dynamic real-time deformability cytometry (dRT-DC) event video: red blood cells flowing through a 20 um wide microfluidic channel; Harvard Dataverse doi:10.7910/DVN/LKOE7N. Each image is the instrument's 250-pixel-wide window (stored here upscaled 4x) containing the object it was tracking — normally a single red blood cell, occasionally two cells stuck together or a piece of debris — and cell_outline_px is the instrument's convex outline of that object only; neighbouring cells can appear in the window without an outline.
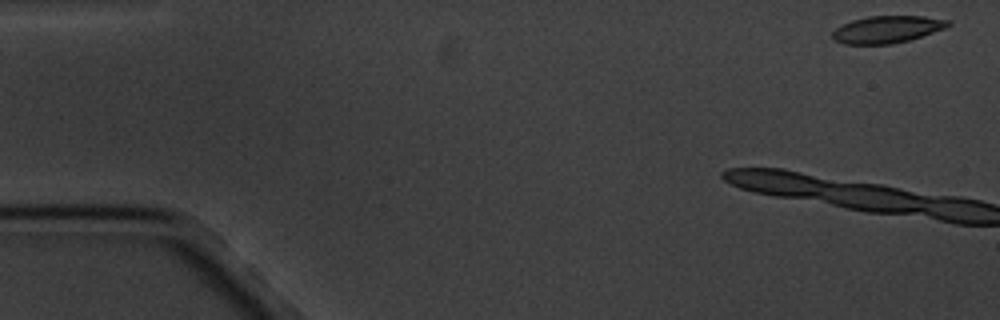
{"species": "common noctule bat (a hibernating species)", "species_latin": "Nyctalus noctula", "temperature_condition": "cold", "stored_images_in_passage": 4, "camera_frame_rate_fps": 3000, "um_per_image_px": 0.085, "animal": {"sex": "male", "body_mass_g": 20.1, "forearm_length_mm": 53.5}, "frame": {"image": 1, "passage_image": 1, "time_ms": 0.0, "image_size_px": [1000, 320], "cell_outline_px": [[952, 24], [944, 28], [908, 40], [892, 44], [844, 44], [836, 40], [832, 36], [832, 32], [836, 28], [852, 20], [868, 16], [924, 16], [948, 20]], "centroid_in_image_um": [75.39, 2.49], "position_along_channel_um": 9.6, "area_um2": 18.03}}